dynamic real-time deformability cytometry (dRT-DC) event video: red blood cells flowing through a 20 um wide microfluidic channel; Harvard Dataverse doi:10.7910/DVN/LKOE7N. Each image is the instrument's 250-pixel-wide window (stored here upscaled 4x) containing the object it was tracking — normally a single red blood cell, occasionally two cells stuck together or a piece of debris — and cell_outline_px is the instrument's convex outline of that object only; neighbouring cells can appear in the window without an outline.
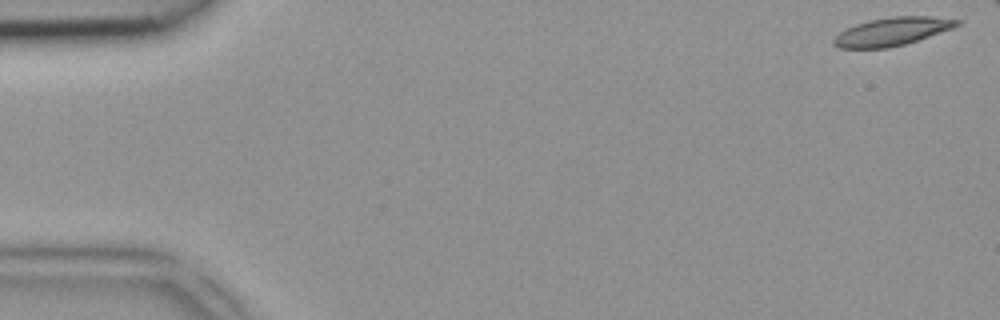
{"species": "common noctule bat (a hibernating species)", "species_latin": "Nyctalus noctula", "temperature_condition": "room temperature", "stored_images_in_passage": 42, "camera_frame_rate_fps": 3000, "um_per_image_px": 0.085, "animal": {"sex": "female", "body_mass_g": 18.4}, "frame": {"image": 1, "passage_image": 1, "time_ms": 0.0, "image_size_px": [1000, 320], "cell_outline_px": [[964, 20], [960, 24], [952, 28], [904, 44], [888, 48], [840, 48], [832, 44], [832, 40], [840, 32], [856, 24], [868, 20], [892, 16], [928, 16]], "centroid_in_image_um": [75.82, 2.67], "position_along_channel_um": 9.2, "area_um2": 20.06}}
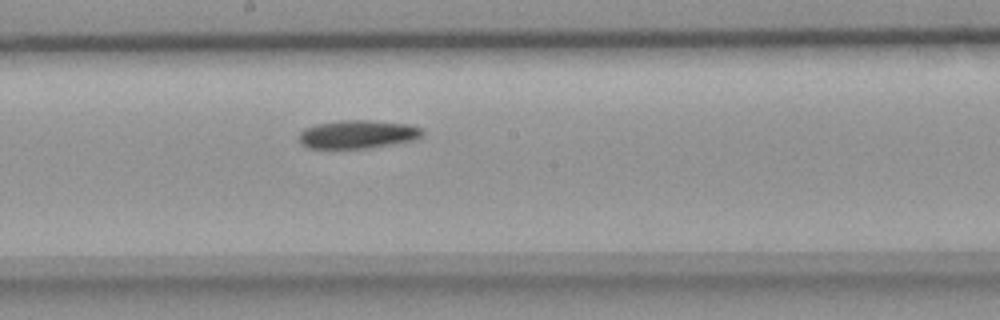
{"frame": {"image": 2, "passage_image": 25, "time_ms": 8.0, "image_size_px": [1000, 320], "cell_outline_px": [[424, 136], [416, 140], [396, 144], [372, 148], [308, 148], [300, 144], [300, 132], [304, 128], [316, 124], [340, 120], [372, 120], [412, 124], [420, 128], [424, 132]], "centroid_in_image_um": [30.47, 11.41], "position_along_channel_um": 217.7, "area_um2": 20.81}}
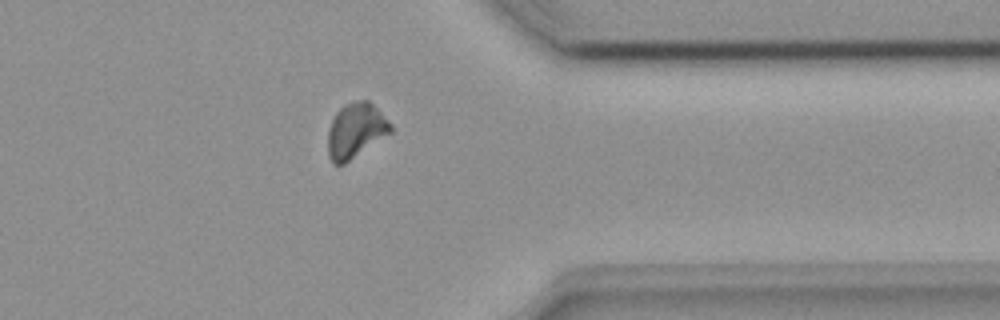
{"frame": {"image": 3, "passage_image": 37, "time_ms": 12.0, "image_size_px": [1000, 320], "cell_outline_px": [[392, 132], [344, 164], [332, 164], [328, 156], [328, 128], [336, 112], [344, 104], [352, 100], [368, 100], [392, 124]], "centroid_in_image_um": [30.22, 11.09], "position_along_channel_um": 381.2, "area_um2": 20.11}}